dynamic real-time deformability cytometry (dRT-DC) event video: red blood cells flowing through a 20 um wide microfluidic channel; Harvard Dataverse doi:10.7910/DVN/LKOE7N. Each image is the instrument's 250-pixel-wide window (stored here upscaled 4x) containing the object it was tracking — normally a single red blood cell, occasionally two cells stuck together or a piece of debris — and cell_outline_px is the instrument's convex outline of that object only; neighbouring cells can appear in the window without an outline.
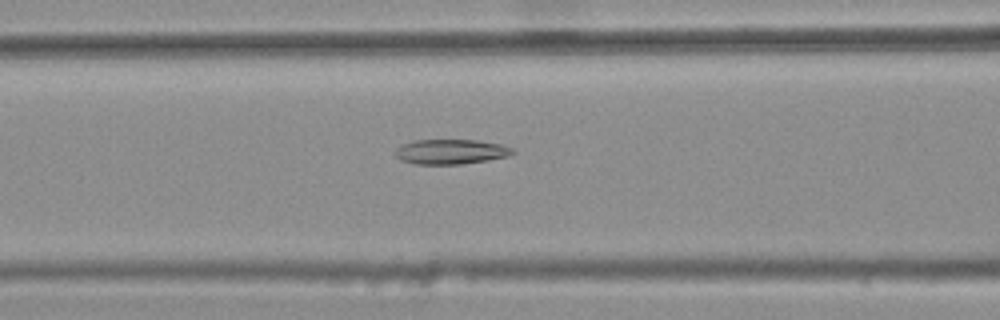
{"species": "common noctule bat (a hibernating species)", "species_latin": "Nyctalus noctula", "temperature_condition": "warm", "stored_images_in_passage": 33, "camera_frame_rate_fps": 3000, "um_per_image_px": 0.085, "animal": {"sex": "female", "body_mass_g": 25.1}, "frame": {"image": 1, "passage_image": 7, "time_ms": 2.0, "image_size_px": [1000, 320], "cell_outline_px": [[516, 152], [508, 156], [488, 160], [460, 164], [416, 164], [400, 160], [392, 152], [396, 148], [412, 140], [476, 140], [500, 144], [512, 148]], "centroid_in_image_um": [38.29, 12.89], "position_along_channel_um": 128.3, "area_um2": 17.05}}
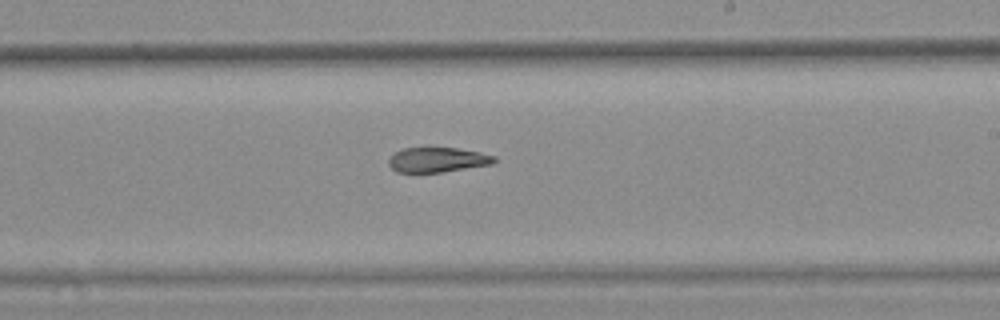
{"frame": {"image": 2, "passage_image": 17, "time_ms": 5.333, "image_size_px": [1000, 320], "cell_outline_px": [[496, 160], [492, 164], [440, 172], [396, 172], [388, 164], [388, 160], [396, 152], [404, 148], [456, 148], [480, 152], [496, 156]], "centroid_in_image_um": [37.19, 13.58], "position_along_channel_um": 251.8, "area_um2": 15.09}}
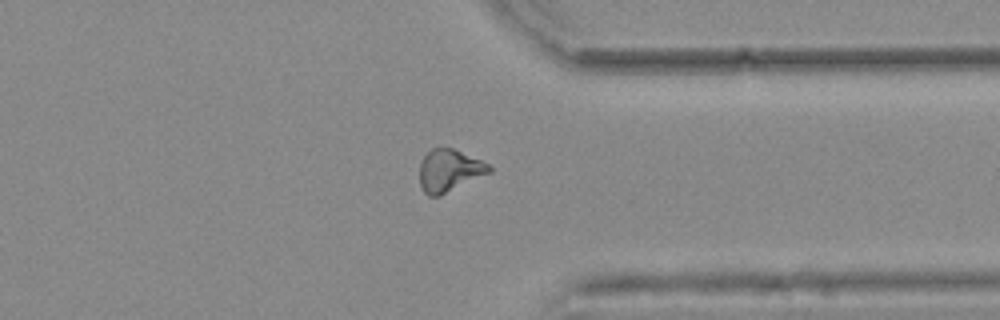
{"frame": {"image": 3, "passage_image": 27, "time_ms": 8.667, "image_size_px": [1000, 320], "cell_outline_px": [[492, 172], [440, 196], [428, 196], [424, 192], [420, 184], [420, 160], [432, 148], [452, 148], [480, 160], [488, 164], [492, 168]], "centroid_in_image_um": [38.18, 14.51], "position_along_channel_um": 373.2, "area_um2": 17.11}, "authors_computed_cell_mechanics": {"area_um2": 16.762, "velocity_mm_per_s": 3.7183, "shape_relaxation_time_tau1_ms": null, "shape_relaxation_time_tau2_ms": 3.2624, "deformation_change_tau1": null, "deformation_change_tau2": 0.1076}}